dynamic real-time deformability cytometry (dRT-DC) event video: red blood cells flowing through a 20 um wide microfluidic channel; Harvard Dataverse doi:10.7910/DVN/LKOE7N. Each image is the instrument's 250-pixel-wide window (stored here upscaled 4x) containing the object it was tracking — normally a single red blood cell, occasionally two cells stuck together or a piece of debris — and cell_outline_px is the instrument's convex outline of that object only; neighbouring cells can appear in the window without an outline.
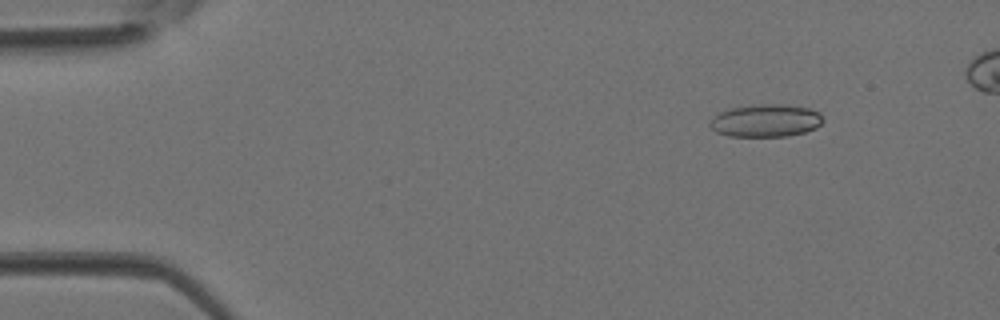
{"species": "Egyptian fruit bat (a non-hibernating species)", "species_latin": "Rousettus aegyptiacus", "temperature_condition": "room temperature", "stored_images_in_passage": 4, "camera_frame_rate_fps": 3000, "um_per_image_px": 0.085, "animal": {"sex": "female"}, "frame": {"image": 1, "passage_image": 1, "time_ms": 0.0, "image_size_px": [1000, 320], "cell_outline_px": [[824, 120], [816, 128], [804, 132], [788, 136], [728, 136], [716, 132], [708, 124], [712, 116], [720, 112], [732, 108], [760, 104], [784, 104], [808, 108], [820, 112]], "centroid_in_image_um": [65.09, 10.25], "position_along_channel_um": 19.9, "area_um2": 21.56}}